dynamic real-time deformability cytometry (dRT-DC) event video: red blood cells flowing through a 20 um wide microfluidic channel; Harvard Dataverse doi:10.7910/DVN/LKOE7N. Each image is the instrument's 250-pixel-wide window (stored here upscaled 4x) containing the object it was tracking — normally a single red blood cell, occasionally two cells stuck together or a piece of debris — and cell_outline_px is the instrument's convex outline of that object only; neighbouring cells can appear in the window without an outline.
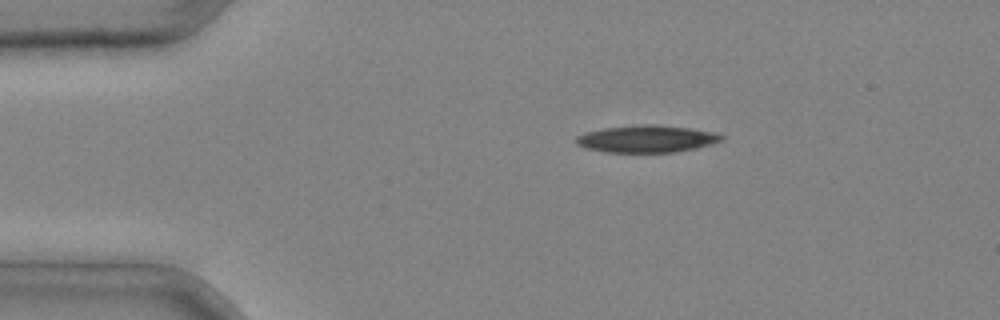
{"species": "common noctule bat (a hibernating species)", "species_latin": "Nyctalus noctula", "temperature_condition": "cold", "stored_images_in_passage": 2, "camera_frame_rate_fps": 3000, "um_per_image_px": 0.085, "animal": {"sex": "male", "body_mass_g": 20.4}, "frame": {"image": 1, "passage_image": 1, "time_ms": 0.0, "image_size_px": [1000, 320], "cell_outline_px": [[724, 140], [712, 144], [696, 148], [676, 152], [604, 152], [588, 148], [576, 144], [576, 136], [584, 132], [604, 128], [636, 124], [652, 124], [688, 128], [716, 132], [724, 136]], "centroid_in_image_um": [54.98, 11.8], "position_along_channel_um": 30.0, "area_um2": 23.12}}